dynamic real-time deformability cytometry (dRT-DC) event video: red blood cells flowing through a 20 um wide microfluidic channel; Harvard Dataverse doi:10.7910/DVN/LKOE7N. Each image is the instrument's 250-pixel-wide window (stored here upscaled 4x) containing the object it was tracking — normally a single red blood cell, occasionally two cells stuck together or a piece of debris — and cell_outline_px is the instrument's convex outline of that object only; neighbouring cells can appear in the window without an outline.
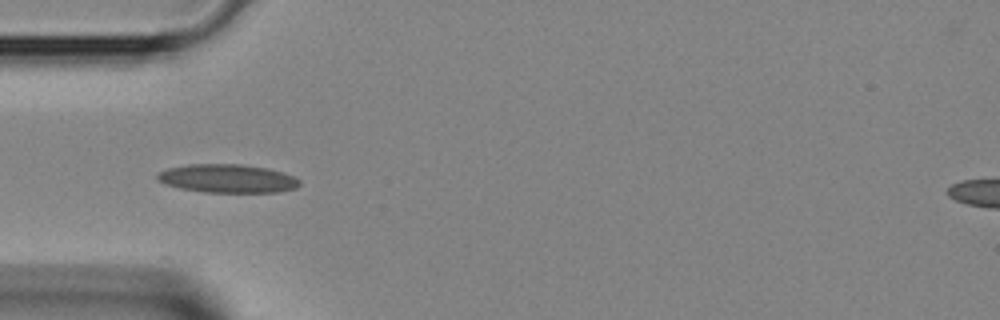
{"species": "Egyptian fruit bat (a non-hibernating species)", "species_latin": "Rousettus aegyptiacus", "temperature_condition": "room temperature", "stored_images_in_passage": 3, "camera_frame_rate_fps": 3000, "um_per_image_px": 0.085, "animal": {"sex": "female"}, "frame": {"image": 1, "passage_image": 3, "time_ms": 0.667, "image_size_px": [1000, 320], "cell_outline_px": [[300, 184], [296, 188], [280, 192], [204, 192], [180, 188], [164, 184], [156, 180], [156, 176], [160, 172], [168, 168], [188, 164], [240, 164], [268, 168], [284, 172], [300, 180]], "centroid_in_image_um": [19.34, 15.17], "position_along_channel_um": 65.7, "area_um2": 23.7}}